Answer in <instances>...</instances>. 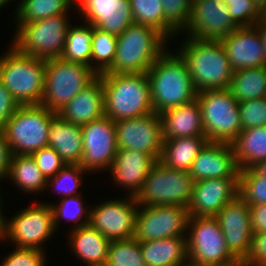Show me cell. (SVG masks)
I'll use <instances>...</instances> for the list:
<instances>
[{"mask_svg": "<svg viewBox=\"0 0 266 266\" xmlns=\"http://www.w3.org/2000/svg\"><path fill=\"white\" fill-rule=\"evenodd\" d=\"M154 112L181 106L196 99L197 91L182 55L166 50L147 71Z\"/></svg>", "mask_w": 266, "mask_h": 266, "instance_id": "cell-1", "label": "cell"}, {"mask_svg": "<svg viewBox=\"0 0 266 266\" xmlns=\"http://www.w3.org/2000/svg\"><path fill=\"white\" fill-rule=\"evenodd\" d=\"M105 116L114 122L154 112L147 73L100 74Z\"/></svg>", "mask_w": 266, "mask_h": 266, "instance_id": "cell-2", "label": "cell"}, {"mask_svg": "<svg viewBox=\"0 0 266 266\" xmlns=\"http://www.w3.org/2000/svg\"><path fill=\"white\" fill-rule=\"evenodd\" d=\"M180 47L197 92L229 89L234 71L221 41L186 37Z\"/></svg>", "mask_w": 266, "mask_h": 266, "instance_id": "cell-3", "label": "cell"}, {"mask_svg": "<svg viewBox=\"0 0 266 266\" xmlns=\"http://www.w3.org/2000/svg\"><path fill=\"white\" fill-rule=\"evenodd\" d=\"M168 39L156 29L133 23L117 36L112 66L103 74L147 73L165 52Z\"/></svg>", "mask_w": 266, "mask_h": 266, "instance_id": "cell-4", "label": "cell"}, {"mask_svg": "<svg viewBox=\"0 0 266 266\" xmlns=\"http://www.w3.org/2000/svg\"><path fill=\"white\" fill-rule=\"evenodd\" d=\"M46 60L19 52L13 45L0 57V82L19 105H40Z\"/></svg>", "mask_w": 266, "mask_h": 266, "instance_id": "cell-5", "label": "cell"}, {"mask_svg": "<svg viewBox=\"0 0 266 266\" xmlns=\"http://www.w3.org/2000/svg\"><path fill=\"white\" fill-rule=\"evenodd\" d=\"M55 114L42 105H20L2 126L12 155H31L48 147L50 122Z\"/></svg>", "mask_w": 266, "mask_h": 266, "instance_id": "cell-6", "label": "cell"}, {"mask_svg": "<svg viewBox=\"0 0 266 266\" xmlns=\"http://www.w3.org/2000/svg\"><path fill=\"white\" fill-rule=\"evenodd\" d=\"M208 142L231 144L242 130L239 102L229 89L204 90L196 97Z\"/></svg>", "mask_w": 266, "mask_h": 266, "instance_id": "cell-7", "label": "cell"}, {"mask_svg": "<svg viewBox=\"0 0 266 266\" xmlns=\"http://www.w3.org/2000/svg\"><path fill=\"white\" fill-rule=\"evenodd\" d=\"M193 186L194 179L189 171L170 169L157 161L134 198L142 206L179 205L187 208Z\"/></svg>", "mask_w": 266, "mask_h": 266, "instance_id": "cell-8", "label": "cell"}, {"mask_svg": "<svg viewBox=\"0 0 266 266\" xmlns=\"http://www.w3.org/2000/svg\"><path fill=\"white\" fill-rule=\"evenodd\" d=\"M97 77L95 71L85 64L62 58L46 60L44 94L40 105L58 113Z\"/></svg>", "mask_w": 266, "mask_h": 266, "instance_id": "cell-9", "label": "cell"}, {"mask_svg": "<svg viewBox=\"0 0 266 266\" xmlns=\"http://www.w3.org/2000/svg\"><path fill=\"white\" fill-rule=\"evenodd\" d=\"M187 229L188 264L227 266L237 261L226 246L215 216H189Z\"/></svg>", "mask_w": 266, "mask_h": 266, "instance_id": "cell-10", "label": "cell"}, {"mask_svg": "<svg viewBox=\"0 0 266 266\" xmlns=\"http://www.w3.org/2000/svg\"><path fill=\"white\" fill-rule=\"evenodd\" d=\"M68 14L51 16L17 25L13 46L21 53L38 59L60 58L71 24Z\"/></svg>", "mask_w": 266, "mask_h": 266, "instance_id": "cell-11", "label": "cell"}, {"mask_svg": "<svg viewBox=\"0 0 266 266\" xmlns=\"http://www.w3.org/2000/svg\"><path fill=\"white\" fill-rule=\"evenodd\" d=\"M7 220L2 215L1 240L8 238L16 247L43 250L42 244L56 231L51 205L46 202L34 203Z\"/></svg>", "mask_w": 266, "mask_h": 266, "instance_id": "cell-12", "label": "cell"}, {"mask_svg": "<svg viewBox=\"0 0 266 266\" xmlns=\"http://www.w3.org/2000/svg\"><path fill=\"white\" fill-rule=\"evenodd\" d=\"M188 219V209L179 205H138L133 238L142 242L186 236Z\"/></svg>", "mask_w": 266, "mask_h": 266, "instance_id": "cell-13", "label": "cell"}, {"mask_svg": "<svg viewBox=\"0 0 266 266\" xmlns=\"http://www.w3.org/2000/svg\"><path fill=\"white\" fill-rule=\"evenodd\" d=\"M115 131L118 149L145 152L159 161L164 138L158 113L115 121Z\"/></svg>", "mask_w": 266, "mask_h": 266, "instance_id": "cell-14", "label": "cell"}, {"mask_svg": "<svg viewBox=\"0 0 266 266\" xmlns=\"http://www.w3.org/2000/svg\"><path fill=\"white\" fill-rule=\"evenodd\" d=\"M83 155L80 166L87 172L109 170L117 148L115 122L106 116L81 125Z\"/></svg>", "mask_w": 266, "mask_h": 266, "instance_id": "cell-15", "label": "cell"}, {"mask_svg": "<svg viewBox=\"0 0 266 266\" xmlns=\"http://www.w3.org/2000/svg\"><path fill=\"white\" fill-rule=\"evenodd\" d=\"M128 199L107 200L90 210L89 225L108 240L134 237L138 204L133 196Z\"/></svg>", "mask_w": 266, "mask_h": 266, "instance_id": "cell-16", "label": "cell"}, {"mask_svg": "<svg viewBox=\"0 0 266 266\" xmlns=\"http://www.w3.org/2000/svg\"><path fill=\"white\" fill-rule=\"evenodd\" d=\"M238 27L233 23L228 5L222 0H197L191 5L187 23L188 37L220 41Z\"/></svg>", "mask_w": 266, "mask_h": 266, "instance_id": "cell-17", "label": "cell"}, {"mask_svg": "<svg viewBox=\"0 0 266 266\" xmlns=\"http://www.w3.org/2000/svg\"><path fill=\"white\" fill-rule=\"evenodd\" d=\"M226 246L237 260H244L253 236L250 206L239 196L228 202L216 215Z\"/></svg>", "mask_w": 266, "mask_h": 266, "instance_id": "cell-18", "label": "cell"}, {"mask_svg": "<svg viewBox=\"0 0 266 266\" xmlns=\"http://www.w3.org/2000/svg\"><path fill=\"white\" fill-rule=\"evenodd\" d=\"M84 23L116 36L134 23L130 0H75Z\"/></svg>", "mask_w": 266, "mask_h": 266, "instance_id": "cell-19", "label": "cell"}, {"mask_svg": "<svg viewBox=\"0 0 266 266\" xmlns=\"http://www.w3.org/2000/svg\"><path fill=\"white\" fill-rule=\"evenodd\" d=\"M239 192V178H214L194 182L189 216H215Z\"/></svg>", "mask_w": 266, "mask_h": 266, "instance_id": "cell-20", "label": "cell"}, {"mask_svg": "<svg viewBox=\"0 0 266 266\" xmlns=\"http://www.w3.org/2000/svg\"><path fill=\"white\" fill-rule=\"evenodd\" d=\"M189 173L194 182L214 178H239L240 169L232 145L207 142L192 162Z\"/></svg>", "mask_w": 266, "mask_h": 266, "instance_id": "cell-21", "label": "cell"}, {"mask_svg": "<svg viewBox=\"0 0 266 266\" xmlns=\"http://www.w3.org/2000/svg\"><path fill=\"white\" fill-rule=\"evenodd\" d=\"M233 71L265 65V52L255 26L238 27L220 40Z\"/></svg>", "mask_w": 266, "mask_h": 266, "instance_id": "cell-22", "label": "cell"}, {"mask_svg": "<svg viewBox=\"0 0 266 266\" xmlns=\"http://www.w3.org/2000/svg\"><path fill=\"white\" fill-rule=\"evenodd\" d=\"M157 161L149 154L136 150L118 149L109 171L113 181L135 197L151 168Z\"/></svg>", "mask_w": 266, "mask_h": 266, "instance_id": "cell-23", "label": "cell"}, {"mask_svg": "<svg viewBox=\"0 0 266 266\" xmlns=\"http://www.w3.org/2000/svg\"><path fill=\"white\" fill-rule=\"evenodd\" d=\"M58 114L67 122L84 125L105 116L102 79L98 76L69 101Z\"/></svg>", "mask_w": 266, "mask_h": 266, "instance_id": "cell-24", "label": "cell"}, {"mask_svg": "<svg viewBox=\"0 0 266 266\" xmlns=\"http://www.w3.org/2000/svg\"><path fill=\"white\" fill-rule=\"evenodd\" d=\"M164 140L180 137H205L197 99L169 108L160 114Z\"/></svg>", "mask_w": 266, "mask_h": 266, "instance_id": "cell-25", "label": "cell"}, {"mask_svg": "<svg viewBox=\"0 0 266 266\" xmlns=\"http://www.w3.org/2000/svg\"><path fill=\"white\" fill-rule=\"evenodd\" d=\"M48 147L53 148L65 164H80L83 155L81 125L67 122L56 113L50 122Z\"/></svg>", "mask_w": 266, "mask_h": 266, "instance_id": "cell-26", "label": "cell"}, {"mask_svg": "<svg viewBox=\"0 0 266 266\" xmlns=\"http://www.w3.org/2000/svg\"><path fill=\"white\" fill-rule=\"evenodd\" d=\"M69 245L74 254L87 266H105L108 258L110 240L89 224L71 230Z\"/></svg>", "mask_w": 266, "mask_h": 266, "instance_id": "cell-27", "label": "cell"}, {"mask_svg": "<svg viewBox=\"0 0 266 266\" xmlns=\"http://www.w3.org/2000/svg\"><path fill=\"white\" fill-rule=\"evenodd\" d=\"M146 266H185L188 264L186 236L140 242Z\"/></svg>", "mask_w": 266, "mask_h": 266, "instance_id": "cell-28", "label": "cell"}, {"mask_svg": "<svg viewBox=\"0 0 266 266\" xmlns=\"http://www.w3.org/2000/svg\"><path fill=\"white\" fill-rule=\"evenodd\" d=\"M240 171L266 159V125L242 129L231 143Z\"/></svg>", "mask_w": 266, "mask_h": 266, "instance_id": "cell-29", "label": "cell"}, {"mask_svg": "<svg viewBox=\"0 0 266 266\" xmlns=\"http://www.w3.org/2000/svg\"><path fill=\"white\" fill-rule=\"evenodd\" d=\"M207 142L206 137H180L164 140L159 162L170 169L189 171L192 162Z\"/></svg>", "mask_w": 266, "mask_h": 266, "instance_id": "cell-30", "label": "cell"}, {"mask_svg": "<svg viewBox=\"0 0 266 266\" xmlns=\"http://www.w3.org/2000/svg\"><path fill=\"white\" fill-rule=\"evenodd\" d=\"M6 178L13 180L17 188L28 194L33 192L36 194L46 189L47 179L31 155H12Z\"/></svg>", "mask_w": 266, "mask_h": 266, "instance_id": "cell-31", "label": "cell"}, {"mask_svg": "<svg viewBox=\"0 0 266 266\" xmlns=\"http://www.w3.org/2000/svg\"><path fill=\"white\" fill-rule=\"evenodd\" d=\"M229 90L238 102L266 97V66L234 71Z\"/></svg>", "mask_w": 266, "mask_h": 266, "instance_id": "cell-32", "label": "cell"}, {"mask_svg": "<svg viewBox=\"0 0 266 266\" xmlns=\"http://www.w3.org/2000/svg\"><path fill=\"white\" fill-rule=\"evenodd\" d=\"M70 6H76L75 0H21L15 11L16 25L68 14Z\"/></svg>", "mask_w": 266, "mask_h": 266, "instance_id": "cell-33", "label": "cell"}, {"mask_svg": "<svg viewBox=\"0 0 266 266\" xmlns=\"http://www.w3.org/2000/svg\"><path fill=\"white\" fill-rule=\"evenodd\" d=\"M93 35V25L86 23L84 26H70L60 58L90 66Z\"/></svg>", "mask_w": 266, "mask_h": 266, "instance_id": "cell-34", "label": "cell"}, {"mask_svg": "<svg viewBox=\"0 0 266 266\" xmlns=\"http://www.w3.org/2000/svg\"><path fill=\"white\" fill-rule=\"evenodd\" d=\"M91 45L90 68L97 75L103 74L112 66L115 59L117 36L94 27Z\"/></svg>", "mask_w": 266, "mask_h": 266, "instance_id": "cell-35", "label": "cell"}, {"mask_svg": "<svg viewBox=\"0 0 266 266\" xmlns=\"http://www.w3.org/2000/svg\"><path fill=\"white\" fill-rule=\"evenodd\" d=\"M105 266H146L140 242L134 238L111 241Z\"/></svg>", "mask_w": 266, "mask_h": 266, "instance_id": "cell-36", "label": "cell"}, {"mask_svg": "<svg viewBox=\"0 0 266 266\" xmlns=\"http://www.w3.org/2000/svg\"><path fill=\"white\" fill-rule=\"evenodd\" d=\"M81 193H77L75 196L63 198L60 204L51 205L53 211L54 227L57 230L60 219H66V221H77L72 230L79 229L80 227L87 226L90 221V210L84 207L83 200L81 199ZM86 215L85 220H81L82 216ZM79 222V223H78Z\"/></svg>", "mask_w": 266, "mask_h": 266, "instance_id": "cell-37", "label": "cell"}, {"mask_svg": "<svg viewBox=\"0 0 266 266\" xmlns=\"http://www.w3.org/2000/svg\"><path fill=\"white\" fill-rule=\"evenodd\" d=\"M165 16V37L169 40L187 29L190 17V0H161Z\"/></svg>", "mask_w": 266, "mask_h": 266, "instance_id": "cell-38", "label": "cell"}, {"mask_svg": "<svg viewBox=\"0 0 266 266\" xmlns=\"http://www.w3.org/2000/svg\"><path fill=\"white\" fill-rule=\"evenodd\" d=\"M133 21L150 26L165 36V16L161 0H130Z\"/></svg>", "mask_w": 266, "mask_h": 266, "instance_id": "cell-39", "label": "cell"}, {"mask_svg": "<svg viewBox=\"0 0 266 266\" xmlns=\"http://www.w3.org/2000/svg\"><path fill=\"white\" fill-rule=\"evenodd\" d=\"M238 196L248 205L266 203V177L258 175L252 168L241 170Z\"/></svg>", "mask_w": 266, "mask_h": 266, "instance_id": "cell-40", "label": "cell"}, {"mask_svg": "<svg viewBox=\"0 0 266 266\" xmlns=\"http://www.w3.org/2000/svg\"><path fill=\"white\" fill-rule=\"evenodd\" d=\"M85 172L87 173L79 164H66L55 176L47 179L46 189L51 186L59 192L61 198L75 196Z\"/></svg>", "mask_w": 266, "mask_h": 266, "instance_id": "cell-41", "label": "cell"}, {"mask_svg": "<svg viewBox=\"0 0 266 266\" xmlns=\"http://www.w3.org/2000/svg\"><path fill=\"white\" fill-rule=\"evenodd\" d=\"M228 5L231 19L237 27L254 26L264 14L252 0H222Z\"/></svg>", "mask_w": 266, "mask_h": 266, "instance_id": "cell-42", "label": "cell"}, {"mask_svg": "<svg viewBox=\"0 0 266 266\" xmlns=\"http://www.w3.org/2000/svg\"><path fill=\"white\" fill-rule=\"evenodd\" d=\"M242 129L266 125V97L239 102Z\"/></svg>", "mask_w": 266, "mask_h": 266, "instance_id": "cell-43", "label": "cell"}, {"mask_svg": "<svg viewBox=\"0 0 266 266\" xmlns=\"http://www.w3.org/2000/svg\"><path fill=\"white\" fill-rule=\"evenodd\" d=\"M0 266H45V250L15 247Z\"/></svg>", "mask_w": 266, "mask_h": 266, "instance_id": "cell-44", "label": "cell"}, {"mask_svg": "<svg viewBox=\"0 0 266 266\" xmlns=\"http://www.w3.org/2000/svg\"><path fill=\"white\" fill-rule=\"evenodd\" d=\"M46 179L55 176L66 164L51 147L42 148L31 154Z\"/></svg>", "mask_w": 266, "mask_h": 266, "instance_id": "cell-45", "label": "cell"}, {"mask_svg": "<svg viewBox=\"0 0 266 266\" xmlns=\"http://www.w3.org/2000/svg\"><path fill=\"white\" fill-rule=\"evenodd\" d=\"M244 261L255 266H266V232L253 233L251 247Z\"/></svg>", "mask_w": 266, "mask_h": 266, "instance_id": "cell-46", "label": "cell"}, {"mask_svg": "<svg viewBox=\"0 0 266 266\" xmlns=\"http://www.w3.org/2000/svg\"><path fill=\"white\" fill-rule=\"evenodd\" d=\"M18 102L0 82V123L3 125L19 108Z\"/></svg>", "mask_w": 266, "mask_h": 266, "instance_id": "cell-47", "label": "cell"}, {"mask_svg": "<svg viewBox=\"0 0 266 266\" xmlns=\"http://www.w3.org/2000/svg\"><path fill=\"white\" fill-rule=\"evenodd\" d=\"M253 233L266 232V203L249 205Z\"/></svg>", "mask_w": 266, "mask_h": 266, "instance_id": "cell-48", "label": "cell"}, {"mask_svg": "<svg viewBox=\"0 0 266 266\" xmlns=\"http://www.w3.org/2000/svg\"><path fill=\"white\" fill-rule=\"evenodd\" d=\"M12 152L3 131L0 132V180L7 177L10 169Z\"/></svg>", "mask_w": 266, "mask_h": 266, "instance_id": "cell-49", "label": "cell"}, {"mask_svg": "<svg viewBox=\"0 0 266 266\" xmlns=\"http://www.w3.org/2000/svg\"><path fill=\"white\" fill-rule=\"evenodd\" d=\"M261 37V43L265 52V66H266V15H264L255 25Z\"/></svg>", "mask_w": 266, "mask_h": 266, "instance_id": "cell-50", "label": "cell"}, {"mask_svg": "<svg viewBox=\"0 0 266 266\" xmlns=\"http://www.w3.org/2000/svg\"><path fill=\"white\" fill-rule=\"evenodd\" d=\"M252 169L258 174L263 177H266V159L257 163Z\"/></svg>", "mask_w": 266, "mask_h": 266, "instance_id": "cell-51", "label": "cell"}, {"mask_svg": "<svg viewBox=\"0 0 266 266\" xmlns=\"http://www.w3.org/2000/svg\"><path fill=\"white\" fill-rule=\"evenodd\" d=\"M257 8L266 15V0H252Z\"/></svg>", "mask_w": 266, "mask_h": 266, "instance_id": "cell-52", "label": "cell"}, {"mask_svg": "<svg viewBox=\"0 0 266 266\" xmlns=\"http://www.w3.org/2000/svg\"><path fill=\"white\" fill-rule=\"evenodd\" d=\"M227 266H255V265L248 263L244 260H237L236 262H234L230 265H227Z\"/></svg>", "mask_w": 266, "mask_h": 266, "instance_id": "cell-53", "label": "cell"}, {"mask_svg": "<svg viewBox=\"0 0 266 266\" xmlns=\"http://www.w3.org/2000/svg\"><path fill=\"white\" fill-rule=\"evenodd\" d=\"M11 0H0V8L4 7L5 5H7L8 2H10Z\"/></svg>", "mask_w": 266, "mask_h": 266, "instance_id": "cell-54", "label": "cell"}, {"mask_svg": "<svg viewBox=\"0 0 266 266\" xmlns=\"http://www.w3.org/2000/svg\"><path fill=\"white\" fill-rule=\"evenodd\" d=\"M2 207H0V240H1V222H2V215H4V213L2 214Z\"/></svg>", "mask_w": 266, "mask_h": 266, "instance_id": "cell-55", "label": "cell"}, {"mask_svg": "<svg viewBox=\"0 0 266 266\" xmlns=\"http://www.w3.org/2000/svg\"><path fill=\"white\" fill-rule=\"evenodd\" d=\"M0 182H1V181H0ZM0 193H1V191H0ZM1 197H2V196H1V194H0V207L2 206V205H1V204H2V203H1V202H2V201H1V200H2Z\"/></svg>", "mask_w": 266, "mask_h": 266, "instance_id": "cell-56", "label": "cell"}, {"mask_svg": "<svg viewBox=\"0 0 266 266\" xmlns=\"http://www.w3.org/2000/svg\"><path fill=\"white\" fill-rule=\"evenodd\" d=\"M2 126H3V125L0 123V132H2Z\"/></svg>", "mask_w": 266, "mask_h": 266, "instance_id": "cell-57", "label": "cell"}]
</instances>
